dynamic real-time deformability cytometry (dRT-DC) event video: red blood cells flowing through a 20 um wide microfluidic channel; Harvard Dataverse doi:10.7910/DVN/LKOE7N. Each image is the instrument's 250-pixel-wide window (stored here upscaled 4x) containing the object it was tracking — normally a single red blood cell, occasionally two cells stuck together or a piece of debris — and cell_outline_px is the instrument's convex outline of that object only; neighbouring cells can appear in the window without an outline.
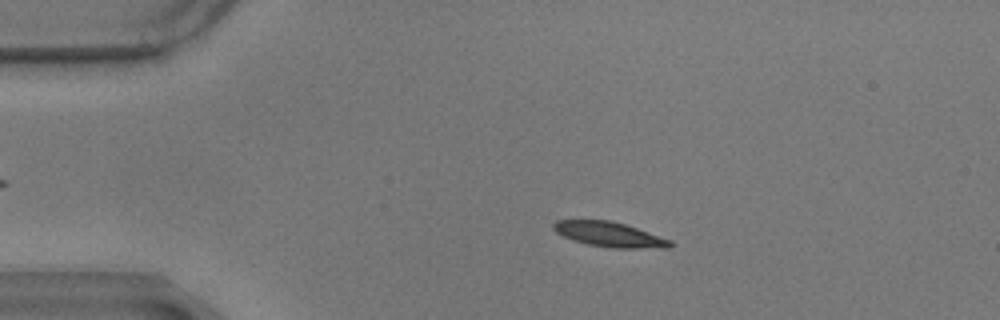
{"species": "common noctule bat (a hibernating species)", "species_latin": "Nyctalus noctula", "temperature_condition": "warm", "stored_images_in_passage": 58, "camera_frame_rate_fps": 3000, "um_per_image_px": 0.085, "animal": {"sex": "male", "body_mass_g": 17.9}, "frame": {"image": 1, "passage_image": 11, "time_ms": 3.333, "image_size_px": [1000, 320], "cell_outline_px": [[672, 244], [668, 248], [612, 248], [588, 244], [572, 240], [556, 232], [552, 228], [552, 224], [556, 220], [608, 220], [624, 224], [672, 240]], "centroid_in_image_um": [51.78, 19.93], "position_along_channel_um": 33.2, "area_um2": 16.82}}
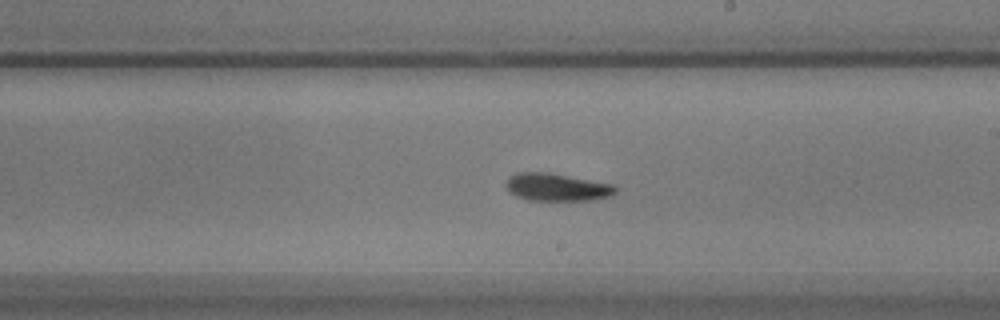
{"frame": {"image": 2, "passage_image": 33, "time_ms": 10.667, "image_size_px": [1000, 320], "cell_outline_px": [[616, 192], [612, 196], [592, 200], [528, 200], [516, 196], [508, 192], [504, 184], [512, 176], [520, 172], [548, 172], [616, 184]], "centroid_in_image_um": [47.37, 15.91], "position_along_channel_um": 241.6, "area_um2": 17.8}}
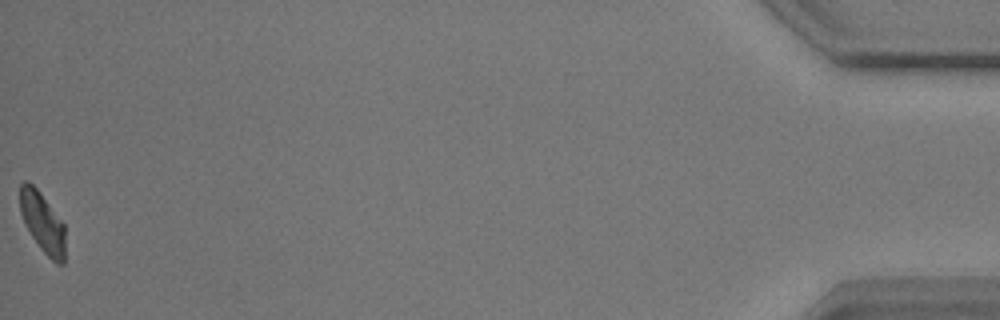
{"frame": {"image": 3, "passage_image": 58, "time_ms": 19.0, "image_size_px": [1000, 320], "cell_outline_px": [[64, 264], [56, 264], [40, 248], [24, 224], [20, 212], [20, 184], [24, 180], [28, 180], [40, 192], [64, 224]], "centroid_in_image_um": [3.59, 18.89], "position_along_channel_um": 431.6, "area_um2": 15.78}, "authors_computed_cell_mechanics": {"area_um2": 17.1955, "velocity_mm_per_s": 3.4398, "shape_relaxation_time_tau1_ms": 5.6265, "shape_relaxation_time_tau2_ms": 3.614, "deformation_change_tau1": 0.1559, "deformation_change_tau2": 0.095}}